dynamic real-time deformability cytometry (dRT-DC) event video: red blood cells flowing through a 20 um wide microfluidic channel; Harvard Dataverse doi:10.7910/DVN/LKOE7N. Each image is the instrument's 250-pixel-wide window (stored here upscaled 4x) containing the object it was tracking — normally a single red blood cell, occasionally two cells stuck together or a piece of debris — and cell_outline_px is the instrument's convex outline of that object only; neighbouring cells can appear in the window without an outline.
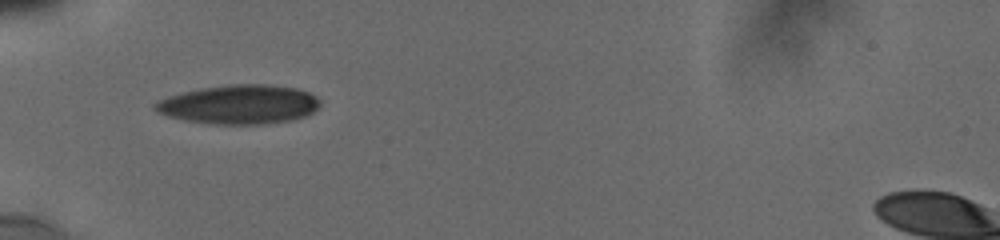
{"species": "human", "species_latin": "Homo sapiens", "temperature_condition": "cold", "stored_images_in_passage": 4, "camera_frame_rate_fps": 3000, "um_per_image_px": 0.085, "donor": {"sex": "male"}, "frame": {"image": 1, "passage_image": 1, "time_ms": 0.0, "image_size_px": [1000, 240], "cell_outline_px": [[320, 104], [312, 112], [304, 116], [292, 120], [260, 124], [216, 124], [184, 120], [168, 116], [156, 112], [152, 104], [168, 96], [184, 92], [204, 88], [228, 84], [264, 84], [296, 88], [308, 92], [316, 96], [320, 100]], "centroid_in_image_um": [20.33, 8.88], "position_along_channel_um": 64.7, "area_um2": 37.4}}